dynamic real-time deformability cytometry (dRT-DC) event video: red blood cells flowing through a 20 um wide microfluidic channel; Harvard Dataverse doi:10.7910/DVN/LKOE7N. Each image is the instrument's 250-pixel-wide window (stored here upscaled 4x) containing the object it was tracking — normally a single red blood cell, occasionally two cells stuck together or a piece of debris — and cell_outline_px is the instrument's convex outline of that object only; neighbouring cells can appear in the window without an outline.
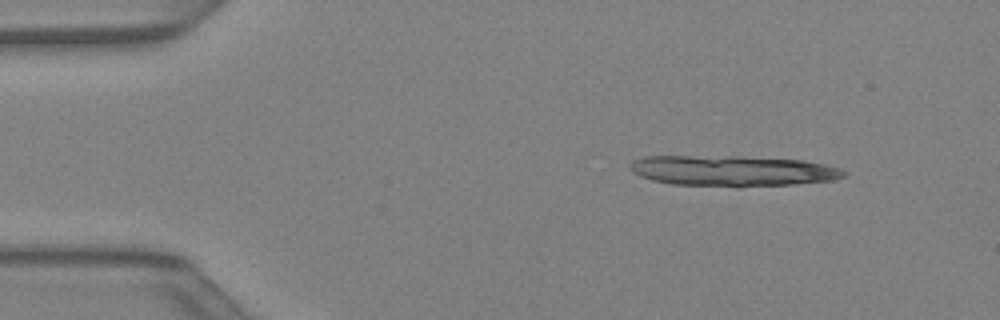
{"species": "Egyptian fruit bat (a non-hibernating species)", "species_latin": "Rousettus aegyptiacus", "temperature_condition": "warm", "stored_images_in_passage": 12, "camera_frame_rate_fps": 3000, "um_per_image_px": 0.085, "animal": {"sex": "female"}, "frame": {"image": 1, "passage_image": 1, "time_ms": 0.0, "image_size_px": [1000, 320], "cell_outline_px": [[844, 176], [832, 180], [796, 184], [672, 184], [652, 180], [640, 176], [632, 172], [628, 168], [628, 164], [632, 160], [644, 156], [740, 156], [804, 160], [824, 164], [840, 168], [844, 172]], "centroid_in_image_um": [62.2, 14.47], "position_along_channel_um": 22.8, "area_um2": 37.17}}
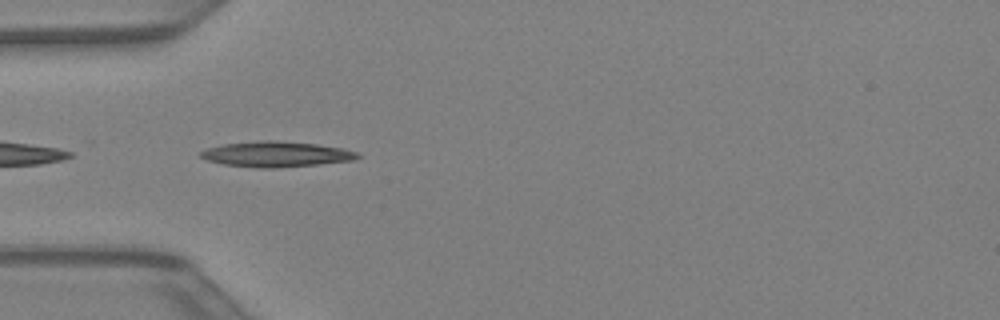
{"frame": {"image": 2, "passage_image": 9, "time_ms": 2.667, "image_size_px": [1000, 320], "cell_outline_px": [[360, 156], [356, 160], [316, 164], [272, 168], [260, 168], [224, 164], [208, 160], [200, 156], [200, 152], [208, 148], [224, 144], [268, 140], [272, 140], [316, 144], [340, 148], [356, 152]], "centroid_in_image_um": [23.48, 13.11], "position_along_channel_um": 61.5, "area_um2": 22.77}}